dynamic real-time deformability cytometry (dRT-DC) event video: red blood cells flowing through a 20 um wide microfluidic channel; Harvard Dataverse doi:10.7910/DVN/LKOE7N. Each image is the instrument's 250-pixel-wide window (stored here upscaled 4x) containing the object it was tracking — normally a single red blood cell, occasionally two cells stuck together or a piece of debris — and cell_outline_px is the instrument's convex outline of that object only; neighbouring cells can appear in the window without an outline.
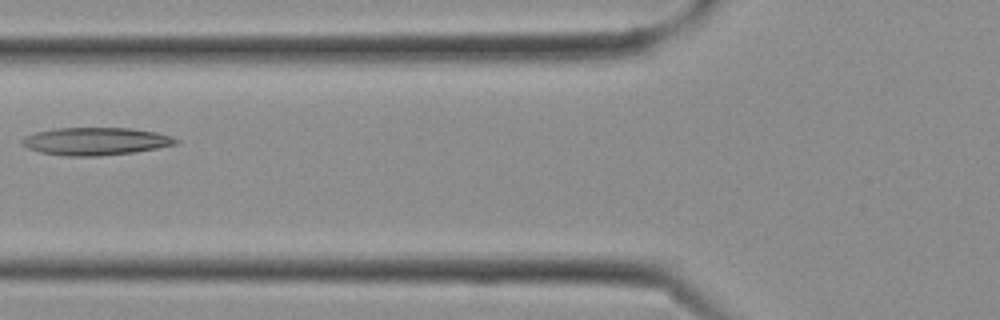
{"species": "Egyptian fruit bat (a non-hibernating species)", "species_latin": "Rousettus aegyptiacus", "temperature_condition": "cold", "stored_images_in_passage": 10, "camera_frame_rate_fps": 3000, "um_per_image_px": 0.085, "frame": {"image": 1, "passage_image": 4, "time_ms": 1.0, "image_size_px": [1000, 320], "cell_outline_px": [[180, 140], [176, 144], [136, 152], [100, 156], [64, 156], [40, 152], [28, 148], [20, 144], [20, 140], [24, 136], [36, 132], [56, 128], [128, 128], [156, 132], [172, 136]], "centroid_in_image_um": [8.1, 12.01], "position_along_channel_um": 117.7, "area_um2": 24.91}}
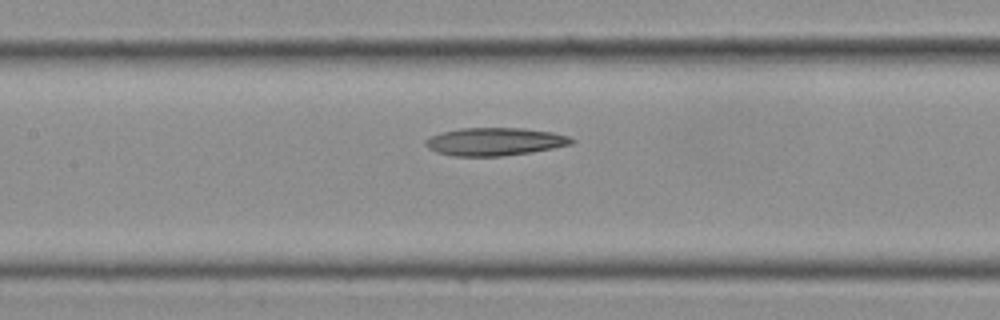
{"frame": {"image": 2, "passage_image": 6, "time_ms": 1.667, "image_size_px": [1000, 320], "cell_outline_px": [[576, 140], [572, 144], [532, 152], [500, 156], [452, 156], [436, 152], [428, 148], [424, 144], [424, 140], [440, 132], [460, 128], [524, 128], [552, 132], [568, 136]], "centroid_in_image_um": [42.03, 12.03], "position_along_channel_um": 165.4, "area_um2": 23.81}}
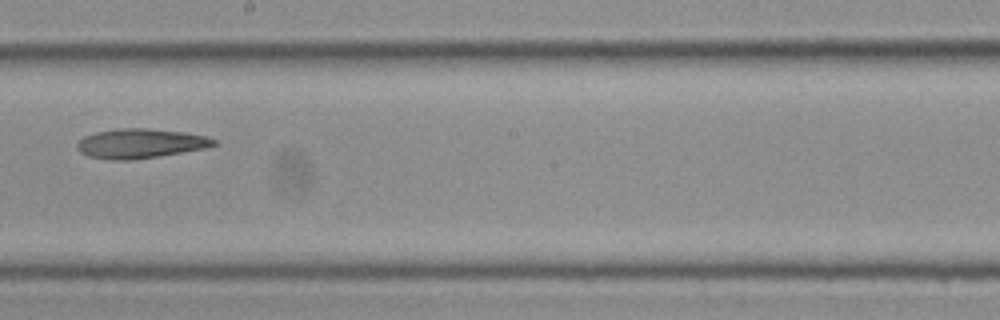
{"frame": {"image": 3, "passage_image": 9, "time_ms": 2.667, "image_size_px": [1000, 320], "cell_outline_px": [[216, 144], [208, 148], [160, 156], [132, 160], [112, 160], [88, 156], [80, 152], [76, 148], [76, 144], [84, 136], [96, 132], [120, 128], [148, 128], [184, 132], [204, 136], [216, 140]], "centroid_in_image_um": [11.92, 12.2], "position_along_channel_um": 236.3, "area_um2": 23.58}}